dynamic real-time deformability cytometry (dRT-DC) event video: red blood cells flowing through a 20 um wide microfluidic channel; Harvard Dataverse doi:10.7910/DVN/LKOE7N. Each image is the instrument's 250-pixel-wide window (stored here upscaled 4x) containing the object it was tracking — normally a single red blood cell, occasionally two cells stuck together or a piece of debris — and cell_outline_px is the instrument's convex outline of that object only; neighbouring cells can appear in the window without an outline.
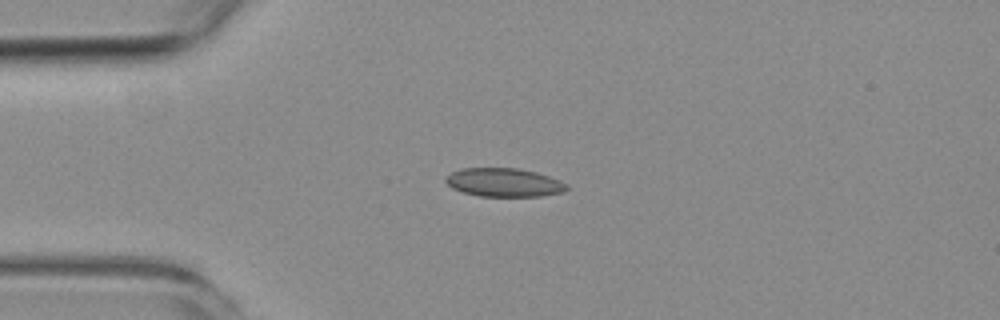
{"species": "common noctule bat (a hibernating species)", "species_latin": "Nyctalus noctula", "temperature_condition": "room temperature", "stored_images_in_passage": 6, "camera_frame_rate_fps": 3000, "um_per_image_px": 0.085, "animal": {"sex": "female", "body_mass_g": 19.3, "forearm_length_mm": 54.1}, "frame": {"image": 1, "passage_image": 3, "time_ms": 2.0, "image_size_px": [1000, 320], "cell_outline_px": [[568, 188], [564, 192], [540, 196], [480, 196], [464, 192], [452, 188], [444, 180], [444, 176], [460, 168], [516, 168], [536, 172], [560, 180], [568, 184]], "centroid_in_image_um": [42.83, 15.5], "position_along_channel_um": 42.2, "area_um2": 20.17}}
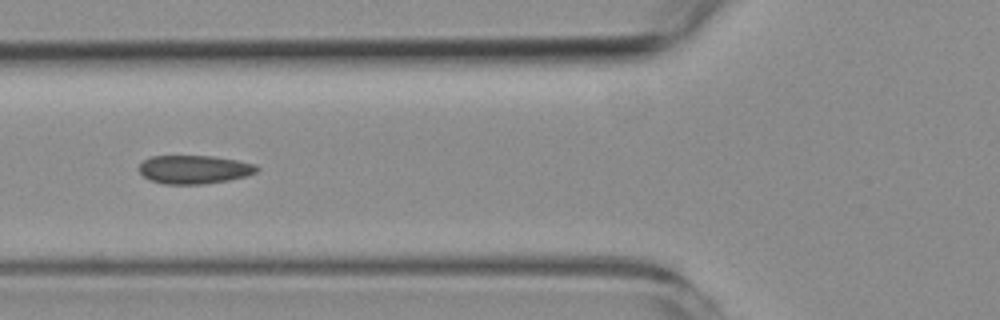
{"frame": {"image": 2, "passage_image": 5, "time_ms": 4.333, "image_size_px": [1000, 320], "cell_outline_px": [[260, 168], [256, 172], [248, 176], [228, 180], [204, 184], [164, 184], [148, 180], [136, 168], [144, 160], [152, 156], [212, 156], [236, 160], [256, 164]], "centroid_in_image_um": [16.5, 14.41], "position_along_channel_um": 109.3, "area_um2": 19.71}}
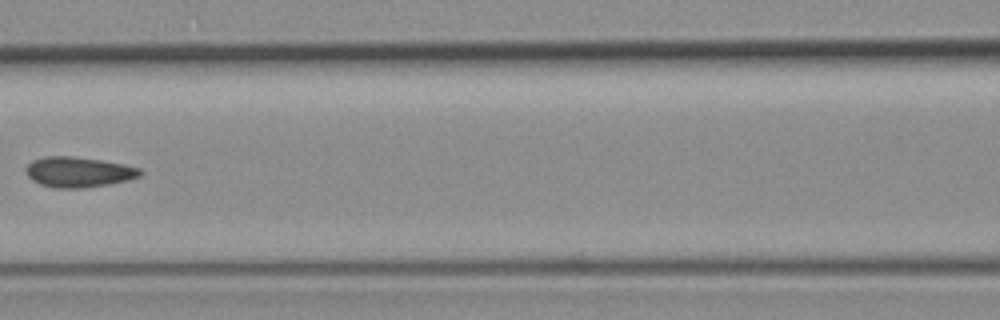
{"frame": {"image": 3, "passage_image": 6, "time_ms": 5.667, "image_size_px": [1000, 320], "cell_outline_px": [[144, 172], [140, 176], [128, 180], [108, 184], [84, 188], [56, 188], [40, 184], [32, 180], [24, 172], [24, 168], [32, 160], [44, 156], [72, 156], [100, 160], [124, 164], [140, 168]], "centroid_in_image_um": [6.65, 14.62], "position_along_channel_um": 159.9, "area_um2": 20.35}}